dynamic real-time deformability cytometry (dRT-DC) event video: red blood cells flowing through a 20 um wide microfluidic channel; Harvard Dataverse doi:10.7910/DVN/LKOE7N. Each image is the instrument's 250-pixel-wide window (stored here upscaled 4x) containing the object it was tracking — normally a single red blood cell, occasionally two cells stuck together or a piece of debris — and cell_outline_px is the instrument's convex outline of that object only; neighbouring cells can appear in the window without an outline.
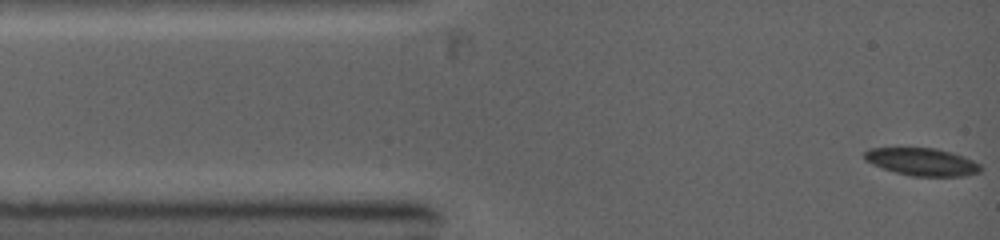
{"species": "common noctule bat (a hibernating species)", "species_latin": "Nyctalus noctula", "temperature_condition": "warm", "stored_images_in_passage": 2, "camera_frame_rate_fps": 5000, "um_per_image_px": 0.085, "animal": {"sex": "female", "body_mass_g": 19.0, "forearm_length_mm": 53.3}, "frame": {"image": 1, "passage_image": 2, "time_ms": 0.2, "image_size_px": [1000, 240], "cell_outline_px": [[980, 172], [964, 176], [912, 176], [896, 172], [872, 164], [864, 160], [864, 152], [868, 148], [936, 148], [952, 152], [964, 156], [980, 164]], "centroid_in_image_um": [78.37, 13.75], "position_along_channel_um": 6.6, "area_um2": 18.61}}